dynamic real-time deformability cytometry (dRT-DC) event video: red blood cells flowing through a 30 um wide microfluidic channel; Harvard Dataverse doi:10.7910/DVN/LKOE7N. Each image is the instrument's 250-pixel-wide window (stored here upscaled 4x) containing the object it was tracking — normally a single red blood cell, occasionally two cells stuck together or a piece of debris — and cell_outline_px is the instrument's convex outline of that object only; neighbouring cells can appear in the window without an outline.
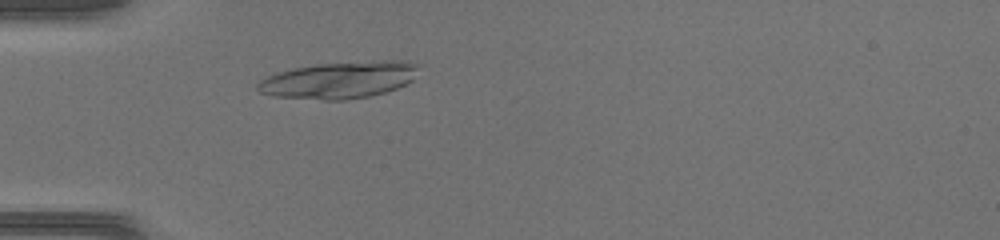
{"species": "common noctule bat (a hibernating species)", "species_latin": "Nyctalus noctula", "temperature_condition": "warm", "stored_images_in_passage": 39, "camera_frame_rate_fps": 3000, "um_per_image_px": 0.085, "animal": {"sex": "female", "body_mass_g": 17.0, "forearm_length_mm": 48.0}, "frame": {"image": 1, "passage_image": 8, "time_ms": 2.333, "image_size_px": [1000, 240], "cell_outline_px": [[412, 80], [396, 88], [384, 92], [368, 96], [344, 100], [324, 100], [276, 96], [260, 92], [256, 88], [256, 84], [260, 80], [268, 76], [292, 68], [320, 64], [384, 60], [408, 60], [412, 64]], "centroid_in_image_um": [28.74, 6.81], "position_along_channel_um": 56.3, "area_um2": 33.7}}
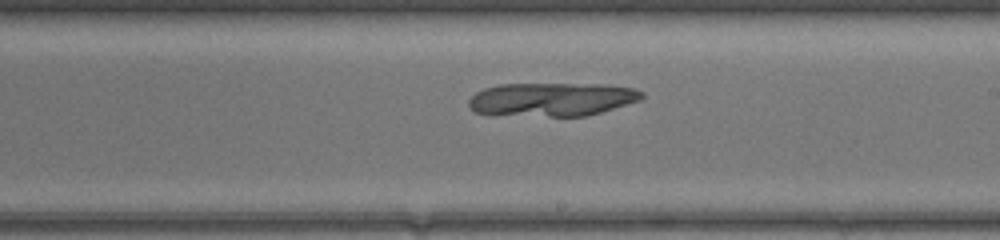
{"frame": {"image": 2, "passage_image": 21, "time_ms": 6.667, "image_size_px": [1000, 240], "cell_outline_px": [[644, 96], [640, 100], [600, 112], [584, 116], [552, 116], [476, 112], [468, 104], [468, 100], [476, 92], [484, 88], [500, 84], [604, 84], [632, 88], [644, 92]], "centroid_in_image_um": [46.95, 8.42], "position_along_channel_um": 242.0, "area_um2": 33.29}}
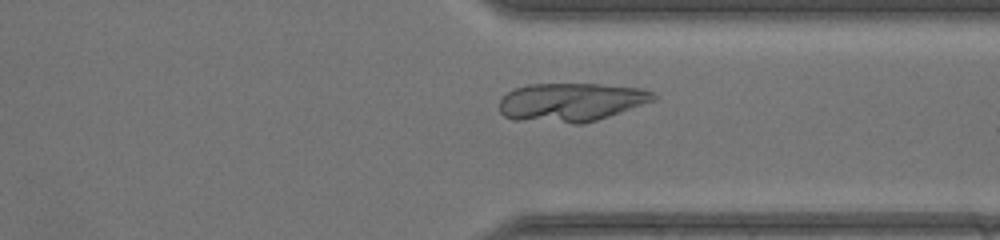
{"frame": {"image": 3, "passage_image": 29, "time_ms": 9.333, "image_size_px": [1000, 240], "cell_outline_px": [[656, 100], [584, 124], [572, 124], [516, 120], [504, 116], [500, 112], [500, 100], [508, 92], [516, 88], [528, 84], [600, 84], [644, 88], [652, 92], [656, 96]], "centroid_in_image_um": [48.55, 8.69], "position_along_channel_um": 362.9, "area_um2": 34.74}}